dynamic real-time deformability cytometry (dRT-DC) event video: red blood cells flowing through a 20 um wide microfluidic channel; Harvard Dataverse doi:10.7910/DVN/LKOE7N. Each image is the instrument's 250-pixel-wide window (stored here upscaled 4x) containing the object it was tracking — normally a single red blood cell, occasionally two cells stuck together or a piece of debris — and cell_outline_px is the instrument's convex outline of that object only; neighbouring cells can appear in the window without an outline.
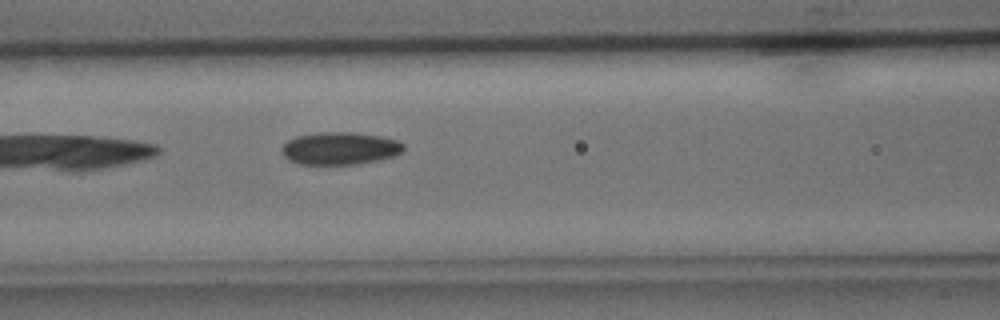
{"species": "common noctule bat (a hibernating species)", "species_latin": "Nyctalus noctula", "temperature_condition": "cold", "stored_images_in_passage": 3, "camera_frame_rate_fps": 3000, "um_per_image_px": 0.085, "animal": {"sex": "male", "body_mass_g": 15.6}, "frame": {"image": 1, "passage_image": 3, "time_ms": 2.333, "image_size_px": [1000, 320], "cell_outline_px": [[404, 148], [396, 156], [356, 164], [300, 164], [288, 160], [280, 152], [280, 148], [288, 140], [296, 136], [320, 132], [352, 132], [380, 136], [396, 140], [404, 144]], "centroid_in_image_um": [28.86, 12.61], "position_along_channel_um": 137.7, "area_um2": 23.12}}